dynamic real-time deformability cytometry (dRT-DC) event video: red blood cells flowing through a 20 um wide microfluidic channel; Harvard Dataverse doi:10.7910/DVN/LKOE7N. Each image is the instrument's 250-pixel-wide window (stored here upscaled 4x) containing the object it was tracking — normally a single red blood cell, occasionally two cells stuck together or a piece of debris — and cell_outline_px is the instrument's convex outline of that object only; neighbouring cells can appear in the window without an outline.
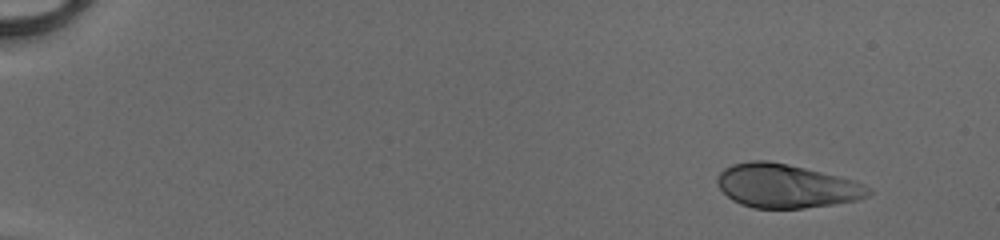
{"species": "human", "species_latin": "Homo sapiens", "temperature_condition": "cold", "stored_images_in_passage": 17, "camera_frame_rate_fps": 3000, "um_per_image_px": 0.085, "donor": {"sex": "male"}, "frame": {"image": 1, "passage_image": 1, "time_ms": 0.0, "image_size_px": [1000, 240], "cell_outline_px": [[872, 192], [868, 196], [860, 200], [804, 208], [752, 208], [740, 204], [732, 200], [720, 188], [716, 180], [720, 172], [724, 168], [732, 164], [752, 160], [768, 160], [788, 164], [856, 180], [872, 188]], "centroid_in_image_um": [66.86, 15.8], "position_along_channel_um": 18.1, "area_um2": 38.73}}
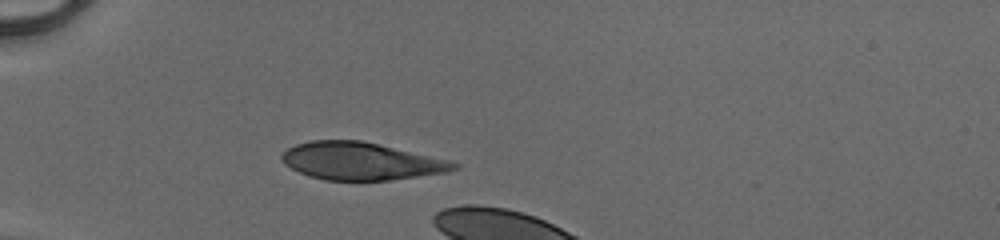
{"frame": {"image": 2, "passage_image": 13, "time_ms": 4.0, "image_size_px": [1000, 240], "cell_outline_px": [[460, 168], [448, 172], [388, 180], [324, 180], [308, 176], [284, 164], [280, 160], [280, 156], [288, 148], [296, 144], [312, 140], [360, 140], [380, 144], [460, 164]], "centroid_in_image_um": [30.62, 13.7], "position_along_channel_um": 54.4, "area_um2": 37.28}}